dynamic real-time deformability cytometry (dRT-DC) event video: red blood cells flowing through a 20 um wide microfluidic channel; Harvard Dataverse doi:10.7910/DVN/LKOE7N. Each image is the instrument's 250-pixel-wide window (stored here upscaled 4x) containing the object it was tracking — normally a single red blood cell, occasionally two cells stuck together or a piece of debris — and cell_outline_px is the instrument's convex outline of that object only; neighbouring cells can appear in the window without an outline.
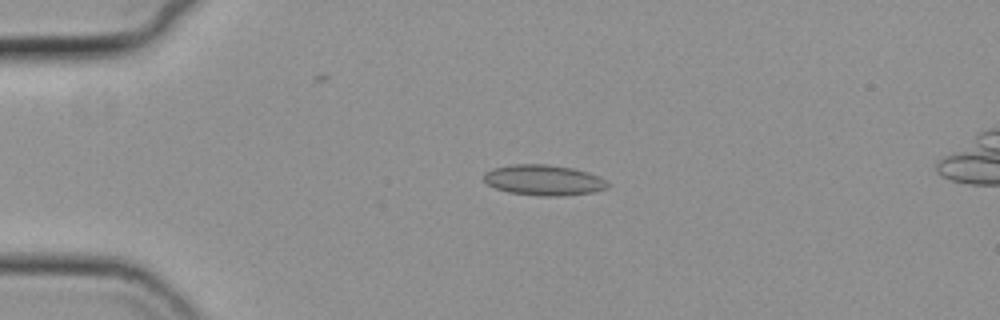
{"species": "common noctule bat (a hibernating species)", "species_latin": "Nyctalus noctula", "temperature_condition": "cold", "stored_images_in_passage": 44, "camera_frame_rate_fps": 3000, "um_per_image_px": 0.085, "animal": {"sex": "female", "body_mass_g": 19.3, "forearm_length_mm": 54.1}, "frame": {"image": 1, "passage_image": 2, "time_ms": 0.333, "image_size_px": [1000, 320], "cell_outline_px": [[612, 184], [608, 188], [596, 192], [564, 196], [540, 196], [508, 192], [496, 188], [488, 184], [484, 180], [484, 172], [492, 168], [512, 164], [548, 164], [572, 168], [588, 172]], "centroid_in_image_um": [46.23, 15.31], "position_along_channel_um": 38.8, "area_um2": 22.25}}
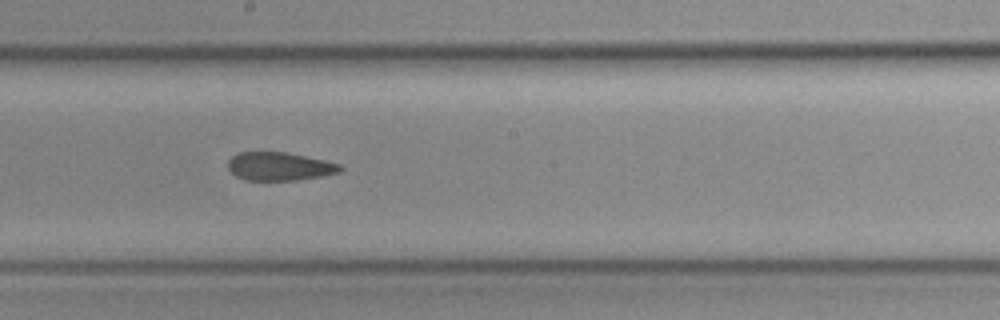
{"frame": {"image": 2, "passage_image": 20, "time_ms": 6.333, "image_size_px": [1000, 320], "cell_outline_px": [[344, 168], [340, 172], [320, 176], [296, 180], [244, 180], [236, 176], [228, 168], [228, 160], [232, 156], [240, 152], [284, 152], [324, 160], [340, 164]], "centroid_in_image_um": [23.74, 14.14], "position_along_channel_um": 224.5, "area_um2": 18.38}}
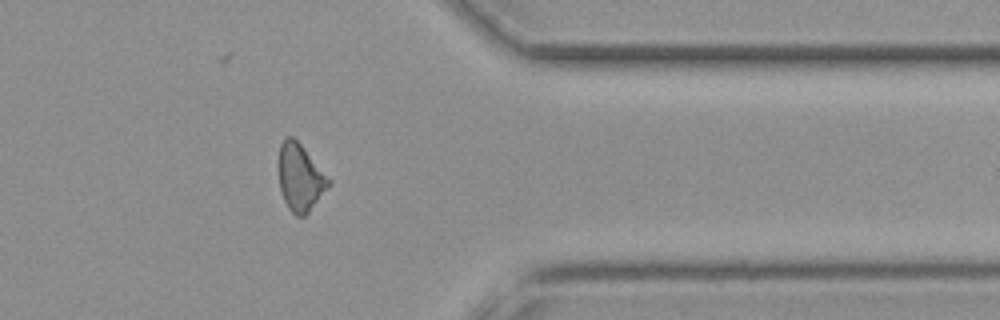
{"frame": {"image": 3, "passage_image": 34, "time_ms": 11.0, "image_size_px": [1000, 320], "cell_outline_px": [[332, 184], [308, 212], [304, 216], [296, 216], [288, 208], [284, 200], [280, 188], [280, 144], [284, 136], [292, 136], [300, 144], [332, 180]], "centroid_in_image_um": [25.55, 15.1], "position_along_channel_um": 385.9, "area_um2": 19.31}, "authors_computed_cell_mechanics": {"area_um2": 19.652, "velocity_mm_per_s": 3.7302, "shape_relaxation_time_tau1_ms": null, "shape_relaxation_time_tau2_ms": 6.6537, "deformation_change_tau1": null, "deformation_change_tau2": 0.1199}}